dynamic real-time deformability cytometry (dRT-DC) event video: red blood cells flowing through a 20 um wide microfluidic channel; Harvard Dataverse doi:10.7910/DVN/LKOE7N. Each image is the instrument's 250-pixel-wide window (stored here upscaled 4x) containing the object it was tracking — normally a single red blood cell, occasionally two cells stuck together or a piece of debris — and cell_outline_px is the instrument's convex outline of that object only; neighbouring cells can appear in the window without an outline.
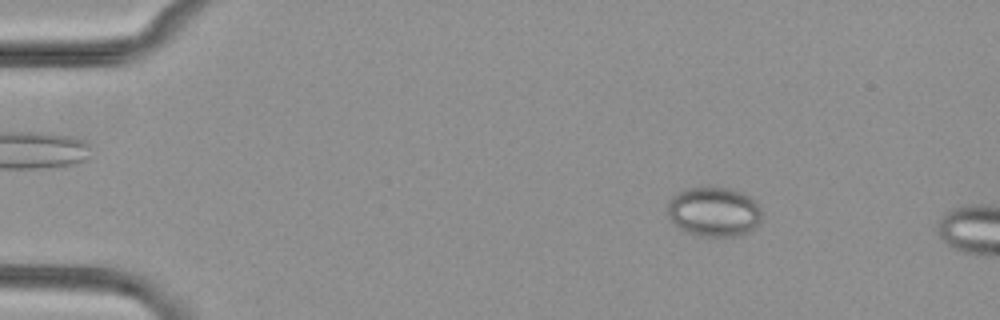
{"species": "common noctule bat (a hibernating species)", "species_latin": "Nyctalus noctula", "temperature_condition": "cold", "stored_images_in_passage": 3, "camera_frame_rate_fps": 3000, "um_per_image_px": 0.085, "animal": {"sex": "female", "body_mass_g": 29.2, "forearm_length_mm": 56.3}, "frame": {"image": 1, "passage_image": 2, "time_ms": 1.333, "image_size_px": [1000, 320], "cell_outline_px": [[764, 220], [756, 228], [740, 236], [704, 236], [688, 232], [680, 228], [668, 216], [668, 200], [676, 192], [688, 188], [704, 184], [712, 184], [744, 192], [760, 208]], "centroid_in_image_um": [60.71, 17.95], "position_along_channel_um": 24.3, "area_um2": 28.03}}